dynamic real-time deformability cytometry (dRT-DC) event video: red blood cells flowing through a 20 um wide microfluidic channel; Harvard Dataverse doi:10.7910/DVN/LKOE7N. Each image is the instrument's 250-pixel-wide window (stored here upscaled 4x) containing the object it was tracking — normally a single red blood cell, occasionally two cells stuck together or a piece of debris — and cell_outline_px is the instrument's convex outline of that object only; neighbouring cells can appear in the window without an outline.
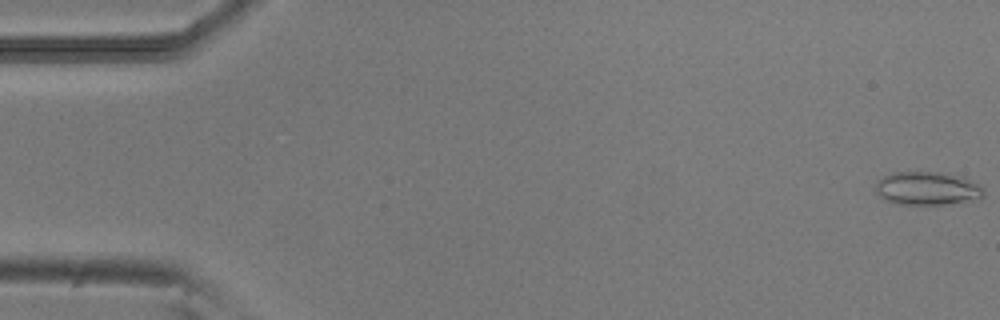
{"species": "common noctule bat (a hibernating species)", "species_latin": "Nyctalus noctula", "temperature_condition": "room temperature", "stored_images_in_passage": 29, "camera_frame_rate_fps": 3000, "um_per_image_px": 0.085, "animal": {"sex": "male", "body_mass_g": 20.5, "forearm_length_mm": 52.5}, "frame": {"image": 1, "passage_image": 1, "time_ms": 0.0, "image_size_px": [1000, 320], "cell_outline_px": [[984, 196], [980, 200], [940, 204], [900, 204], [884, 200], [872, 188], [884, 176], [892, 172], [936, 172], [964, 176], [980, 184], [984, 188]], "centroid_in_image_um": [78.86, 16.01], "position_along_channel_um": 6.1, "area_um2": 21.33}}
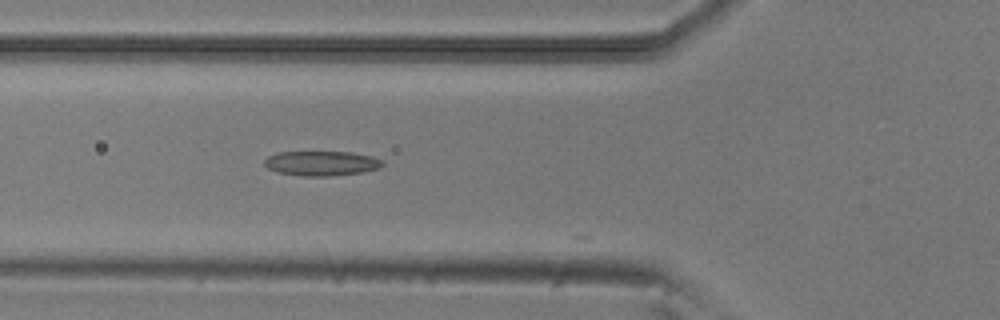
{"frame": {"image": 2, "passage_image": 19, "time_ms": 6.0, "image_size_px": [1000, 320], "cell_outline_px": [[384, 164], [380, 168], [364, 172], [328, 176], [304, 176], [280, 172], [268, 168], [264, 164], [264, 160], [268, 156], [276, 152], [352, 152], [372, 156], [380, 160]], "centroid_in_image_um": [27.34, 13.87], "position_along_channel_um": 98.5, "area_um2": 16.94}}
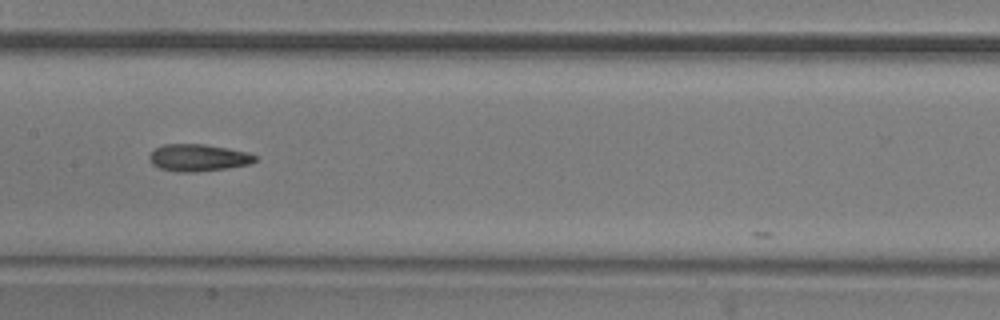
{"frame": {"image": 3, "passage_image": 26, "time_ms": 8.333, "image_size_px": [1000, 320], "cell_outline_px": [[256, 160], [248, 164], [228, 168], [196, 172], [180, 172], [160, 168], [152, 164], [148, 156], [156, 148], [164, 144], [204, 144], [228, 148], [248, 152], [256, 156]], "centroid_in_image_um": [16.85, 13.4], "position_along_channel_um": 190.6, "area_um2": 16.59}}